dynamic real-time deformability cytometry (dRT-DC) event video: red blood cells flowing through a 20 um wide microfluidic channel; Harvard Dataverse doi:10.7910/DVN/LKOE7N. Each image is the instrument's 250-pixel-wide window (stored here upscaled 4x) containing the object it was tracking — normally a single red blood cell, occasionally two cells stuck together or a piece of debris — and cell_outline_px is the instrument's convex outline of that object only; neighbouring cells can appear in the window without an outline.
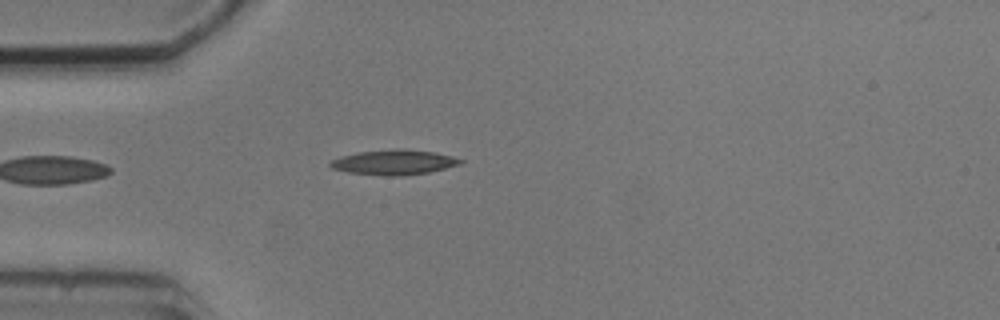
{"species": "common noctule bat (a hibernating species)", "species_latin": "Nyctalus noctula", "temperature_condition": "cold", "stored_images_in_passage": 1, "camera_frame_rate_fps": 3000, "um_per_image_px": 0.085, "animal": {"sex": "male", "body_mass_g": 20.5, "forearm_length_mm": 52.5}, "frame": {"image": 1, "passage_image": 1, "time_ms": 0.0, "image_size_px": [1000, 320], "cell_outline_px": [[464, 160], [460, 164], [428, 172], [404, 176], [388, 176], [348, 172], [332, 168], [328, 164], [332, 160], [340, 156], [360, 152], [400, 148], [432, 152], [452, 156]], "centroid_in_image_um": [33.47, 13.79], "position_along_channel_um": 51.5, "area_um2": 18.73}}